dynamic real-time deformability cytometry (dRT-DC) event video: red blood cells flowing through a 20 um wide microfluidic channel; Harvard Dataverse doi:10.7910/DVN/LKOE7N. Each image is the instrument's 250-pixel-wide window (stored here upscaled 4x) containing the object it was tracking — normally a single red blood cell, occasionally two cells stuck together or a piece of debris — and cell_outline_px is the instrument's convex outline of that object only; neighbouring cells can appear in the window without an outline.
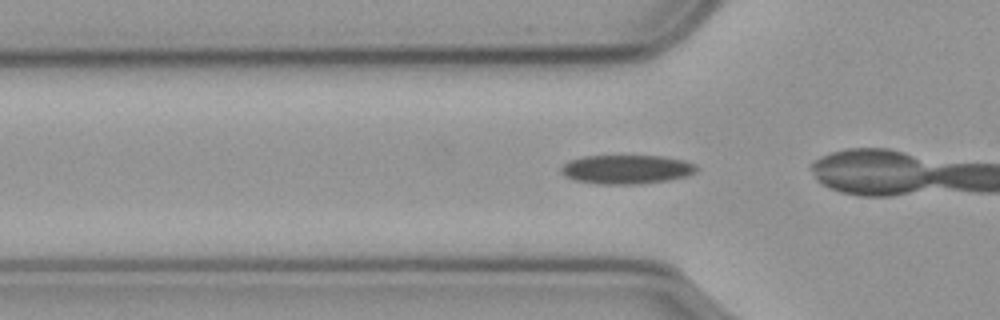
{"species": "common noctule bat (a hibernating species)", "species_latin": "Nyctalus noctula", "temperature_condition": "cold", "stored_images_in_passage": 14, "camera_frame_rate_fps": 3000, "um_per_image_px": 0.085, "animal": {"sex": "male", "body_mass_g": 23.1, "forearm_length_mm": 52.7}, "frame": {"image": 1, "passage_image": 12, "time_ms": 3.667, "image_size_px": [1000, 320], "cell_outline_px": [[700, 168], [696, 172], [688, 176], [668, 180], [636, 184], [596, 184], [576, 180], [568, 176], [560, 168], [564, 164], [572, 160], [584, 156], [660, 156], [684, 160], [696, 164]], "centroid_in_image_um": [53.34, 14.39], "position_along_channel_um": 72.5, "area_um2": 22.72}}